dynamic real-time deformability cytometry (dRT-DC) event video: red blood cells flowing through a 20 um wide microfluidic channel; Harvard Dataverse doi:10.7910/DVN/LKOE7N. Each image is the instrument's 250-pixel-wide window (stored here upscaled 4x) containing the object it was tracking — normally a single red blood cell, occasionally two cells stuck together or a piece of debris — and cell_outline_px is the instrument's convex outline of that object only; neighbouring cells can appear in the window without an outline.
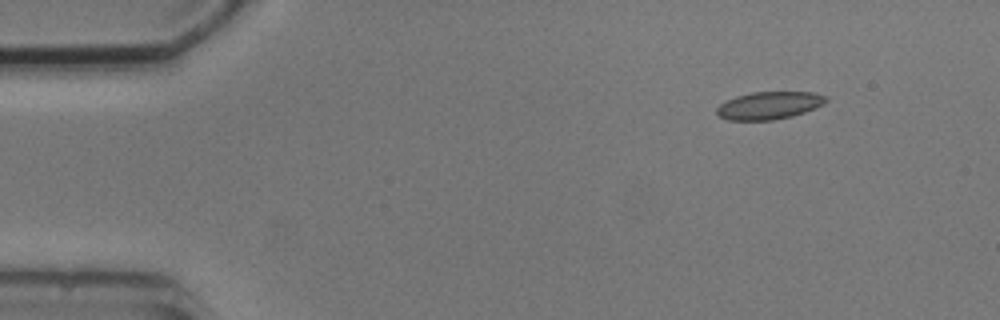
{"species": "common noctule bat (a hibernating species)", "species_latin": "Nyctalus noctula", "temperature_condition": "cold", "stored_images_in_passage": 9, "camera_frame_rate_fps": 3000, "um_per_image_px": 0.085, "animal": {"sex": "male", "body_mass_g": 20.5, "forearm_length_mm": 52.5}, "frame": {"image": 1, "passage_image": 1, "time_ms": 0.0, "image_size_px": [1000, 320], "cell_outline_px": [[828, 100], [804, 112], [792, 116], [772, 120], [728, 120], [720, 116], [716, 112], [716, 108], [720, 104], [736, 96], [752, 92], [812, 92], [828, 96]], "centroid_in_image_um": [65.35, 8.96], "position_along_channel_um": 19.6, "area_um2": 17.34}}
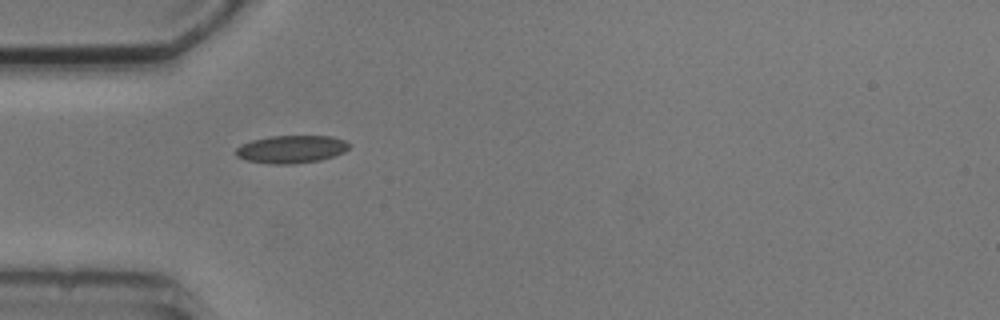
{"frame": {"image": 2, "passage_image": 4, "time_ms": 3.333, "image_size_px": [1000, 320], "cell_outline_px": [[348, 148], [344, 152], [320, 160], [292, 164], [268, 164], [248, 160], [236, 156], [236, 148], [252, 140], [268, 136], [332, 136], [344, 140], [348, 144]], "centroid_in_image_um": [24.75, 12.68], "position_along_channel_um": 60.2, "area_um2": 18.15}}
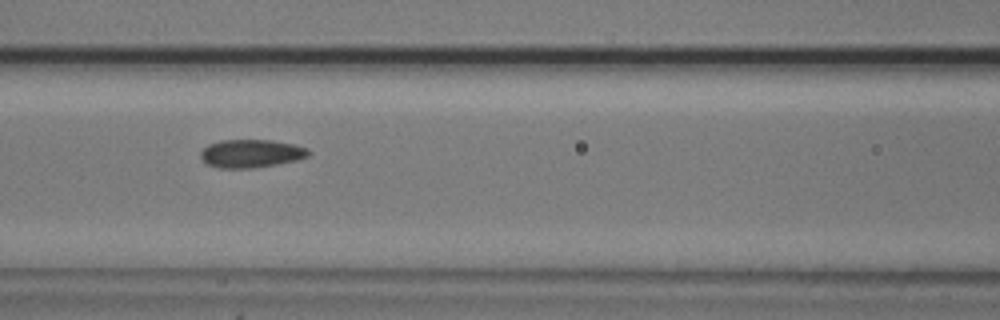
{"frame": {"image": 3, "passage_image": 6, "time_ms": 5.667, "image_size_px": [1000, 320], "cell_outline_px": [[312, 152], [308, 156], [296, 160], [276, 164], [252, 168], [220, 168], [208, 164], [200, 156], [200, 152], [208, 144], [220, 140], [272, 140], [292, 144], [308, 148]], "centroid_in_image_um": [21.35, 13.04], "position_along_channel_um": 145.2, "area_um2": 17.63}}